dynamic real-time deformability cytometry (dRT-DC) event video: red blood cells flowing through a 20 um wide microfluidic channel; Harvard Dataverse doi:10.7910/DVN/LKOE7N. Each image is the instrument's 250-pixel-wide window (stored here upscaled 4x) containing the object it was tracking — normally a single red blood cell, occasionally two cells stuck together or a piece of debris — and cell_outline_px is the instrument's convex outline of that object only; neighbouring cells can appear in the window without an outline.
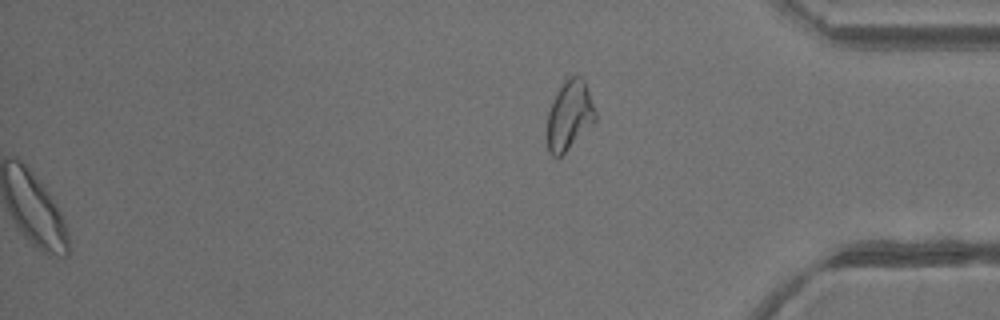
{"species": "common noctule bat (a hibernating species)", "species_latin": "Nyctalus noctula", "temperature_condition": "warm", "stored_images_in_passage": 41, "segment_of_instrument_passage": [2, 2], "camera_frame_rate_fps": 3000, "um_per_image_px": 0.085, "animal": {"sex": "male", "body_mass_g": 13.3}, "frame": {"image": 1, "passage_image": 41, "time_ms": 13.333, "image_size_px": [1000, 320], "cell_outline_px": [[596, 120], [560, 156], [552, 156], [548, 152], [548, 112], [552, 100], [560, 84], [568, 76], [580, 76], [584, 80], [588, 88], [596, 112]], "centroid_in_image_um": [48.4, 9.74], "position_along_channel_um": 386.8, "area_um2": 19.31}}